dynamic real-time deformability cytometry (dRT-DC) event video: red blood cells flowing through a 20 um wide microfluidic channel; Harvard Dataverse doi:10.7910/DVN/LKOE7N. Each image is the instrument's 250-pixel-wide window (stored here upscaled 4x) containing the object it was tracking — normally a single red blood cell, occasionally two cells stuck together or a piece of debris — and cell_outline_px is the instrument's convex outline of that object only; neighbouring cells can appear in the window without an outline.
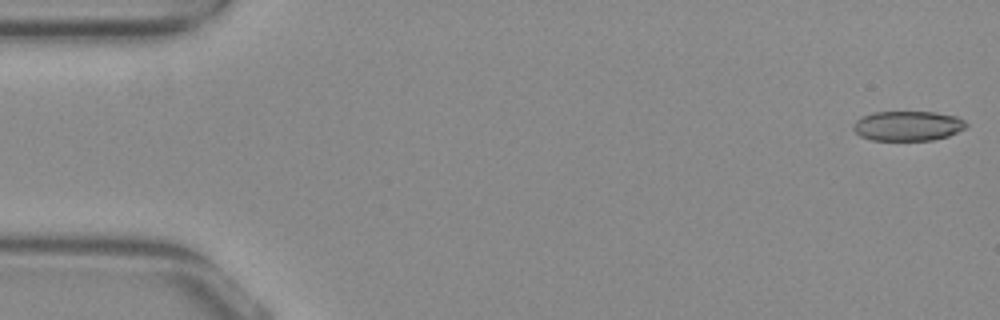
{"species": "common noctule bat (a hibernating species)", "species_latin": "Nyctalus noctula", "temperature_condition": "warm", "stored_images_in_passage": 53, "camera_frame_rate_fps": 3000, "um_per_image_px": 0.085, "animal": {"sex": "female", "body_mass_g": 29.2, "forearm_length_mm": 56.3}, "frame": {"image": 1, "passage_image": 1, "time_ms": 0.0, "image_size_px": [1000, 320], "cell_outline_px": [[968, 128], [948, 136], [932, 140], [872, 140], [860, 136], [852, 128], [856, 120], [860, 116], [872, 112], [936, 112], [956, 116], [964, 120], [968, 124]], "centroid_in_image_um": [77.18, 10.69], "position_along_channel_um": 7.8, "area_um2": 19.83}}
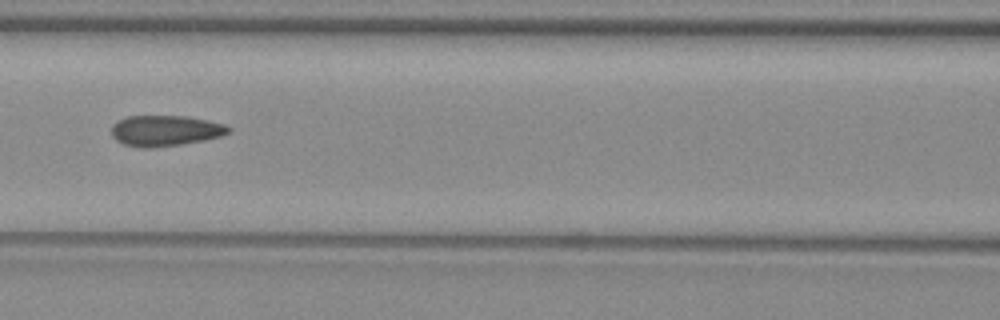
{"frame": {"image": 2, "passage_image": 23, "time_ms": 7.333, "image_size_px": [1000, 320], "cell_outline_px": [[232, 128], [228, 132], [220, 136], [204, 140], [180, 144], [152, 148], [140, 148], [124, 144], [116, 140], [112, 136], [112, 124], [116, 120], [128, 116], [188, 116], [208, 120], [224, 124]], "centroid_in_image_um": [14.02, 11.1], "position_along_channel_um": 152.6, "area_um2": 21.04}}
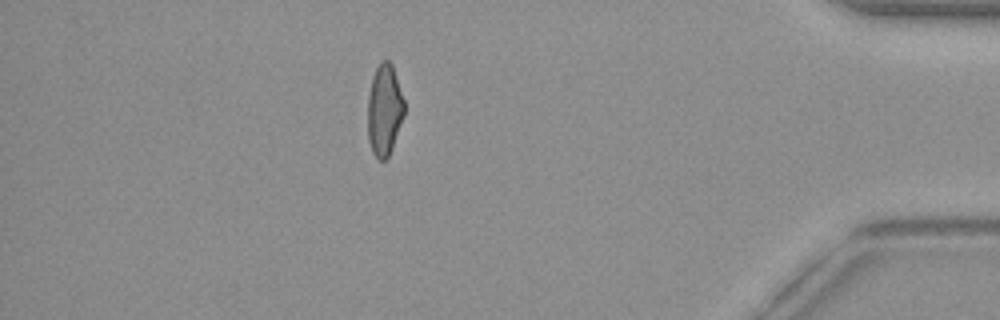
{"frame": {"image": 3, "passage_image": 46, "time_ms": 15.0, "image_size_px": [1000, 320], "cell_outline_px": [[404, 116], [392, 148], [388, 156], [384, 160], [376, 160], [372, 152], [368, 140], [368, 96], [372, 76], [380, 60], [388, 60], [392, 64], [404, 100]], "centroid_in_image_um": [32.66, 9.35], "position_along_channel_um": 402.5, "area_um2": 19.59}, "authors_computed_cell_mechanics": {"area_um2": 20.6346, "velocity_mm_per_s": 3.8947, "shape_relaxation_time_tau1_ms": null, "shape_relaxation_time_tau2_ms": 1.8061, "deformation_change_tau1": null, "deformation_change_tau2": 0.0937}}